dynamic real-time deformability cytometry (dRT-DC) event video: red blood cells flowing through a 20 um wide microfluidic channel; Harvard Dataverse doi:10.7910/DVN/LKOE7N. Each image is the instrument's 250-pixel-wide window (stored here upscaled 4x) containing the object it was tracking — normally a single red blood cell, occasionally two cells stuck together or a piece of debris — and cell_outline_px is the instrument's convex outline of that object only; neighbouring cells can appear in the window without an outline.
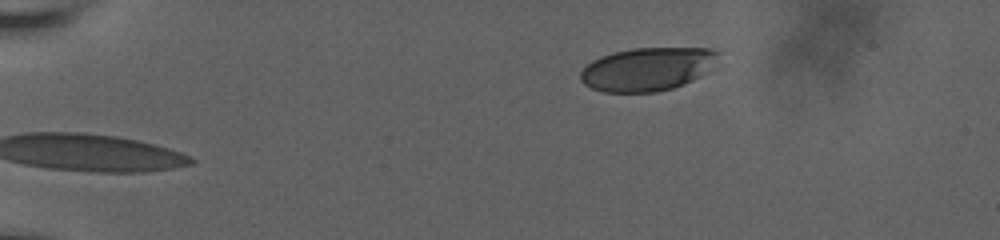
{"species": "human", "species_latin": "Homo sapiens", "temperature_condition": "room temperature", "stored_images_in_passage": 49, "camera_frame_rate_fps": 3000, "um_per_image_px": 0.085, "donor": {"sex": "male"}, "frame": {"image": 1, "passage_image": 1, "time_ms": 0.0, "image_size_px": [1000, 240], "cell_outline_px": [[720, 52], [700, 76], [684, 84], [672, 88], [656, 92], [604, 92], [592, 88], [584, 84], [580, 80], [580, 72], [592, 60], [600, 56], [612, 52], [632, 48], [712, 48]], "centroid_in_image_um": [54.96, 5.87], "position_along_channel_um": 30.0, "area_um2": 34.45}}
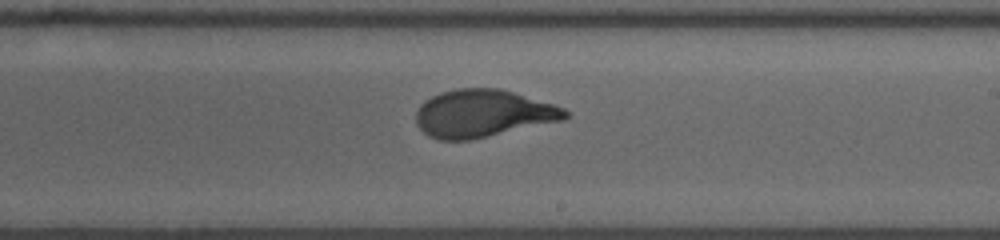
{"frame": {"image": 2, "passage_image": 27, "time_ms": 8.667, "image_size_px": [1000, 240], "cell_outline_px": [[572, 112], [564, 120], [472, 140], [440, 140], [428, 136], [416, 124], [416, 112], [420, 104], [424, 100], [440, 92], [456, 88], [500, 88], [552, 104], [564, 108]], "centroid_in_image_um": [41.04, 9.65], "position_along_channel_um": 248.0, "area_um2": 41.56}}
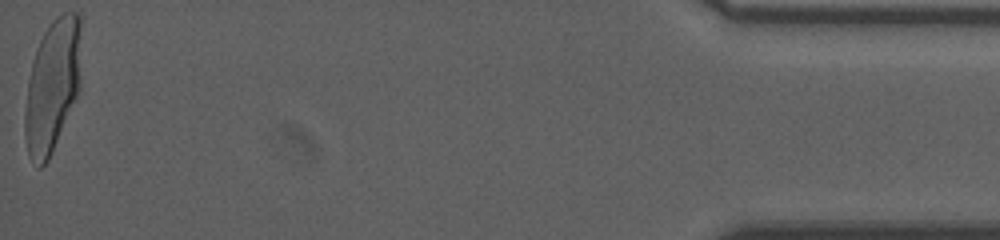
{"frame": {"image": 3, "passage_image": 49, "time_ms": 16.0, "image_size_px": [1000, 240], "cell_outline_px": [[80, 88], [52, 152], [48, 160], [40, 168], [28, 156], [24, 132], [24, 112], [28, 80], [32, 60], [40, 40], [44, 32], [52, 20], [56, 16], [64, 12], [76, 12], [80, 16]], "centroid_in_image_um": [4.44, 7.28], "position_along_channel_um": 430.8, "area_um2": 43.47}, "authors_computed_cell_mechanics": {"area_um2": 41.038, "velocity_mm_per_s": 3.6486, "shape_relaxation_time_tau1_ms": 3.7021, "shape_relaxation_time_tau2_ms": null, "deformation_change_tau1": 0.1938, "deformation_change_tau2": null}}